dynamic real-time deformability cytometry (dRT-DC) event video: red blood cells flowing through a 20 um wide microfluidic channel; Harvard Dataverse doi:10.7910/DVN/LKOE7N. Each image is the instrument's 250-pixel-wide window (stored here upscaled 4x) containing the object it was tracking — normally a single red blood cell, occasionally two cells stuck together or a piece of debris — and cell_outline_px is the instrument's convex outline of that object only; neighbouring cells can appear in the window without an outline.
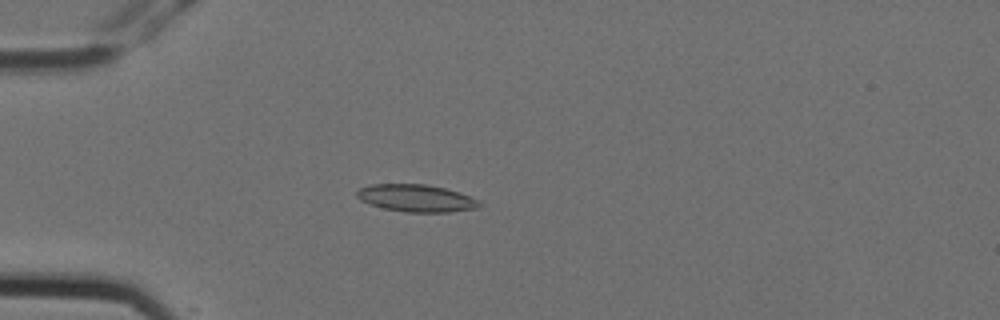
{"species": "Egyptian fruit bat (a non-hibernating species)", "species_latin": "Rousettus aegyptiacus", "temperature_condition": "cold", "stored_images_in_passage": 9, "camera_frame_rate_fps": 3000, "um_per_image_px": 0.085, "animal": {"sex": "female"}, "frame": {"image": 1, "passage_image": 3, "time_ms": 0.667, "image_size_px": [1000, 320], "cell_outline_px": [[480, 204], [476, 208], [448, 212], [404, 212], [384, 208], [368, 204], [360, 200], [356, 196], [356, 192], [360, 188], [372, 184], [428, 184], [444, 188], [480, 200]], "centroid_in_image_um": [35.33, 16.84], "position_along_channel_um": 49.7, "area_um2": 19.36}}
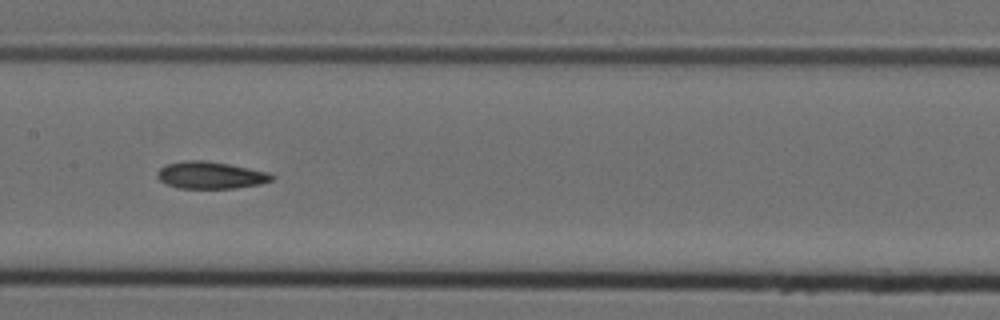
{"frame": {"image": 2, "passage_image": 7, "time_ms": 2.0, "image_size_px": [1000, 320], "cell_outline_px": [[276, 176], [272, 180], [260, 184], [236, 188], [176, 188], [160, 180], [156, 176], [156, 172], [164, 164], [184, 160], [204, 160], [228, 164], [268, 172]], "centroid_in_image_um": [17.87, 14.88], "position_along_channel_um": 189.5, "area_um2": 18.15}}
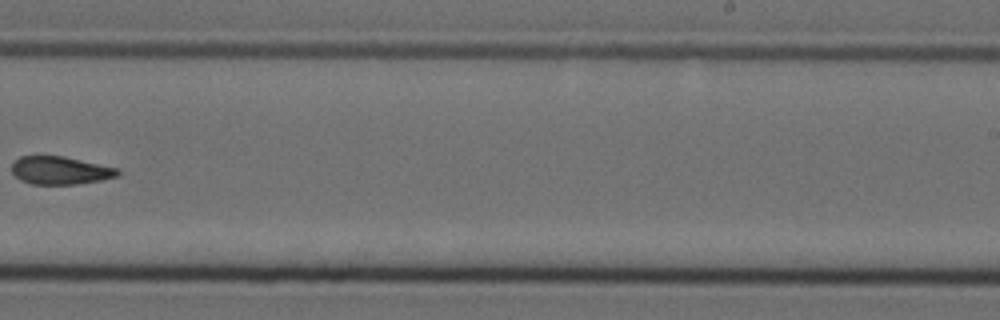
{"frame": {"image": 3, "passage_image": 9, "time_ms": 2.667, "image_size_px": [1000, 320], "cell_outline_px": [[120, 176], [100, 180], [76, 184], [32, 184], [20, 180], [12, 172], [12, 164], [20, 156], [64, 156], [120, 168]], "centroid_in_image_um": [5.16, 14.48], "position_along_channel_um": 283.8, "area_um2": 17.34}}